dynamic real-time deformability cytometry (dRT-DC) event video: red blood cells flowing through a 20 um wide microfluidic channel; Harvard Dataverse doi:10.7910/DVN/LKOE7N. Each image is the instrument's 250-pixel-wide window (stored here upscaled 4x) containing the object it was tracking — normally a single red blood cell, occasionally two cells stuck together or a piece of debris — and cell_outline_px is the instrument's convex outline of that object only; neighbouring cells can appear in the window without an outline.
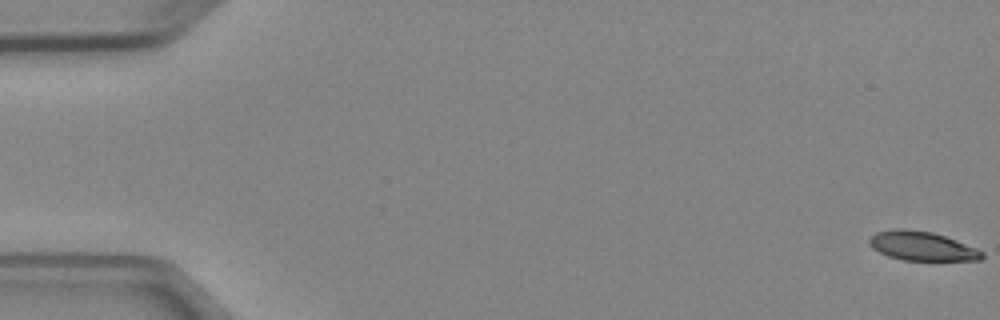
{"species": "Egyptian fruit bat (a non-hibernating species)", "species_latin": "Rousettus aegyptiacus", "temperature_condition": "cold", "stored_images_in_passage": 6, "camera_frame_rate_fps": 3000, "um_per_image_px": 0.085, "animal": {"sex": "female"}, "frame": {"image": 1, "passage_image": 1, "time_ms": 0.0, "image_size_px": [1000, 320], "cell_outline_px": [[984, 256], [980, 260], [904, 260], [888, 256], [872, 248], [868, 244], [868, 240], [876, 232], [896, 228], [904, 228], [932, 232], [956, 240], [976, 248], [984, 252]], "centroid_in_image_um": [78.35, 20.91], "position_along_channel_um": 6.7, "area_um2": 19.07}}
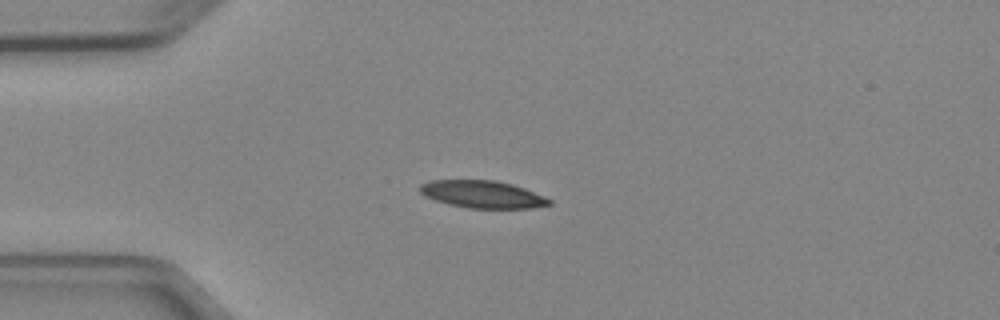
{"frame": {"image": 2, "passage_image": 5, "time_ms": 4.333, "image_size_px": [1000, 320], "cell_outline_px": [[552, 204], [532, 208], [468, 208], [448, 204], [424, 196], [420, 192], [420, 184], [428, 180], [496, 180], [512, 184], [524, 188], [544, 196], [552, 200]], "centroid_in_image_um": [41.0, 16.51], "position_along_channel_um": 44.0, "area_um2": 20.69}}
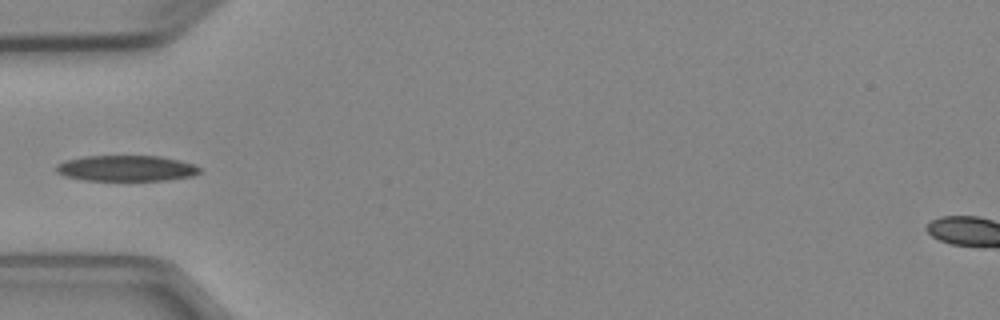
{"frame": {"image": 3, "passage_image": 6, "time_ms": 5.667, "image_size_px": [1000, 320], "cell_outline_px": [[200, 172], [192, 176], [168, 180], [84, 180], [64, 176], [56, 172], [56, 164], [64, 160], [84, 156], [160, 156], [180, 160], [192, 164], [200, 168]], "centroid_in_image_um": [10.7, 14.3], "position_along_channel_um": 74.3, "area_um2": 21.62}}